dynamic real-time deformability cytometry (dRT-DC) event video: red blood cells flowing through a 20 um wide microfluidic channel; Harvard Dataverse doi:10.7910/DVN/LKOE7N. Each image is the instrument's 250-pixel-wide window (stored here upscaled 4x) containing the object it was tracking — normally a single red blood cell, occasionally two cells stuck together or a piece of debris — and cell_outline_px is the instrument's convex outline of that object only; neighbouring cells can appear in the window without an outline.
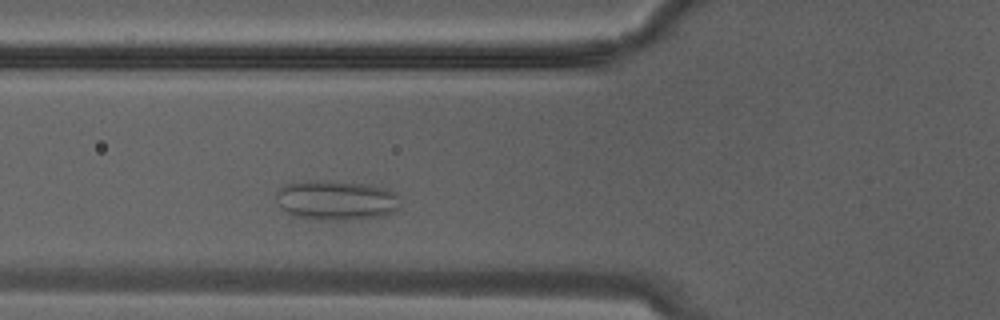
{"species": "Egyptian fruit bat (a non-hibernating species)", "species_latin": "Rousettus aegyptiacus", "temperature_condition": "warm", "stored_images_in_passage": 7, "camera_frame_rate_fps": 3000, "um_per_image_px": 0.085, "animal": {"sex": "male"}, "frame": {"image": 1, "passage_image": 5, "time_ms": 1.333, "image_size_px": [1000, 320], "cell_outline_px": [[400, 204], [392, 212], [380, 216], [344, 220], [328, 220], [292, 216], [280, 208], [276, 200], [276, 192], [280, 188], [288, 184], [308, 180], [336, 180], [372, 184], [396, 192], [400, 196]], "centroid_in_image_um": [28.58, 16.99], "position_along_channel_um": 97.2, "area_um2": 29.19}}